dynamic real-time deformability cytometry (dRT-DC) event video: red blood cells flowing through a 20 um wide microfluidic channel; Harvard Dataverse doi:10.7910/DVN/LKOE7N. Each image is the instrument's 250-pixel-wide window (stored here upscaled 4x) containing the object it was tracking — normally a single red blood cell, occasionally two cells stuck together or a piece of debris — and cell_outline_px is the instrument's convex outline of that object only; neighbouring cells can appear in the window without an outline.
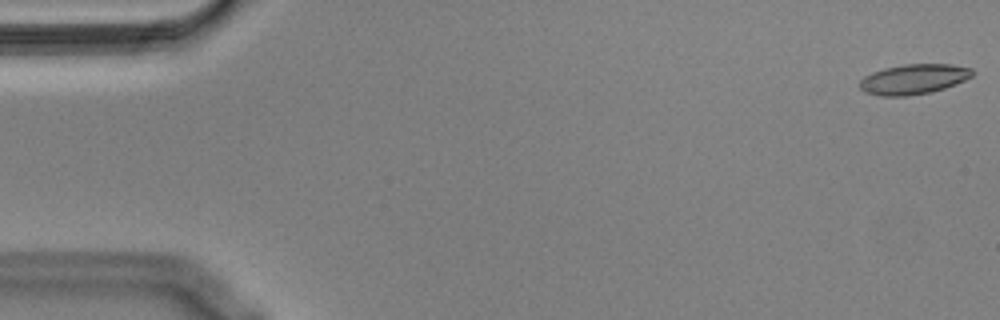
{"species": "Egyptian fruit bat (a non-hibernating species)", "species_latin": "Rousettus aegyptiacus", "temperature_condition": "cold", "stored_images_in_passage": 56, "segment_of_instrument_passage": [1, 2], "camera_frame_rate_fps": 3000, "um_per_image_px": 0.085, "animal": {"sex": "male"}, "frame": {"image": 1, "passage_image": 1, "time_ms": 0.0, "image_size_px": [1000, 320], "cell_outline_px": [[976, 72], [972, 76], [956, 84], [932, 92], [908, 96], [880, 96], [864, 92], [860, 88], [860, 80], [864, 76], [872, 72], [884, 68], [904, 64], [952, 64], [972, 68]], "centroid_in_image_um": [77.67, 6.73], "position_along_channel_um": 7.3, "area_um2": 19.94}}
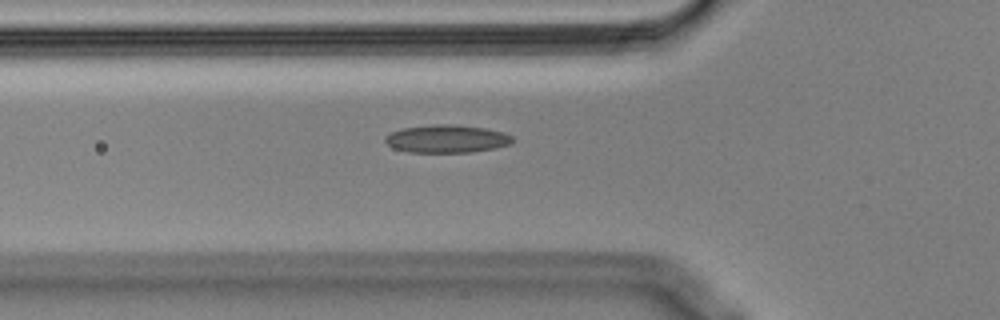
{"frame": {"image": 2, "passage_image": 19, "time_ms": 6.0, "image_size_px": [1000, 320], "cell_outline_px": [[512, 144], [496, 148], [472, 152], [408, 152], [392, 148], [384, 140], [384, 136], [392, 132], [404, 128], [436, 124], [456, 124], [484, 128], [504, 132], [512, 136]], "centroid_in_image_um": [37.98, 11.8], "position_along_channel_um": 87.8, "area_um2": 20.75}}
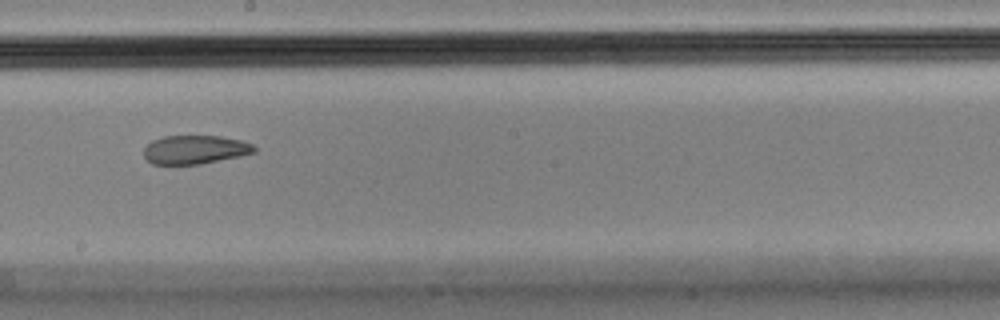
{"frame": {"image": 3, "passage_image": 31, "time_ms": 10.0, "image_size_px": [1000, 320], "cell_outline_px": [[256, 152], [240, 156], [200, 164], [152, 164], [144, 156], [144, 148], [152, 140], [164, 136], [220, 136], [240, 140], [252, 144], [256, 148]], "centroid_in_image_um": [16.57, 12.72], "position_along_channel_um": 231.6, "area_um2": 18.38}}